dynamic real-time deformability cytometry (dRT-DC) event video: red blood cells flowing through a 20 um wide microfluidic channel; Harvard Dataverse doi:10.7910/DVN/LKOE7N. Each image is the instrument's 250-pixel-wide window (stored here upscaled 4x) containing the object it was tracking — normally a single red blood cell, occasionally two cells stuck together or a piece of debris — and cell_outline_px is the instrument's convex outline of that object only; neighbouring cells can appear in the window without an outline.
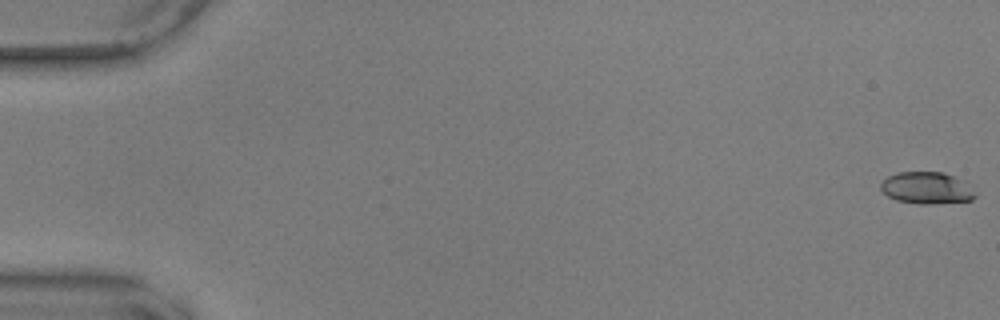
{"species": "common noctule bat (a hibernating species)", "species_latin": "Nyctalus noctula", "temperature_condition": "warm", "stored_images_in_passage": 57, "camera_frame_rate_fps": 3000, "um_per_image_px": 0.085, "animal": {"sex": "male", "body_mass_g": 17.9, "forearm_length_mm": 54.2}, "frame": {"image": 1, "passage_image": 1, "time_ms": 0.0, "image_size_px": [1000, 320], "cell_outline_px": [[976, 196], [972, 200], [928, 204], [920, 204], [896, 200], [888, 196], [880, 188], [880, 184], [888, 176], [896, 172], [944, 172], [964, 180], [972, 184], [976, 192]], "centroid_in_image_um": [78.83, 15.96], "position_along_channel_um": 6.2, "area_um2": 17.8}}
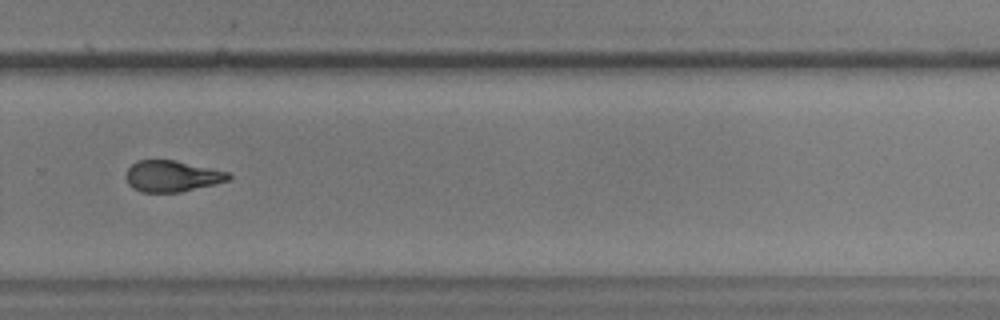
{"frame": {"image": 2, "passage_image": 40, "time_ms": 13.0, "image_size_px": [1000, 320], "cell_outline_px": [[232, 176], [228, 180], [180, 192], [140, 192], [132, 188], [128, 184], [124, 176], [128, 168], [136, 160], [176, 160], [228, 172]], "centroid_in_image_um": [14.55, 14.97], "position_along_channel_um": 315.2, "area_um2": 18.61}}
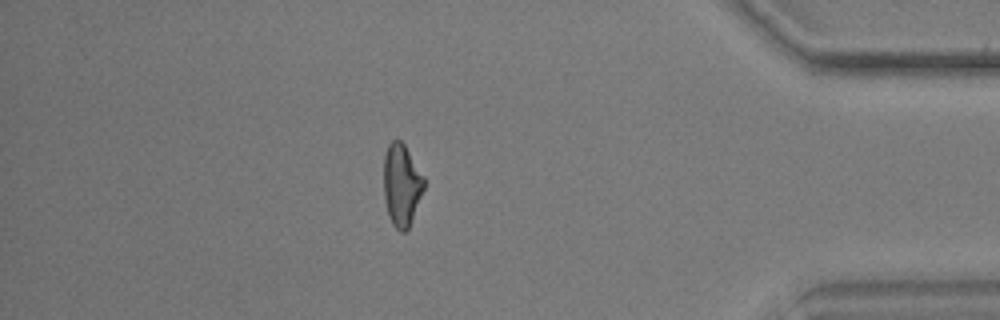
{"frame": {"image": 3, "passage_image": 50, "time_ms": 16.333, "image_size_px": [1000, 320], "cell_outline_px": [[424, 188], [408, 228], [404, 232], [400, 232], [392, 224], [388, 216], [384, 200], [384, 156], [388, 144], [392, 140], [400, 140], [404, 144], [424, 176]], "centroid_in_image_um": [34.12, 15.71], "position_along_channel_um": 401.1, "area_um2": 19.19}, "authors_computed_cell_mechanics": {"area_um2": 19.5364, "velocity_mm_per_s": 3.6082, "shape_relaxation_time_tau1_ms": 4.6304, "shape_relaxation_time_tau2_ms": 2.9951, "deformation_change_tau1": 0.1555, "deformation_change_tau2": 0.1022}}